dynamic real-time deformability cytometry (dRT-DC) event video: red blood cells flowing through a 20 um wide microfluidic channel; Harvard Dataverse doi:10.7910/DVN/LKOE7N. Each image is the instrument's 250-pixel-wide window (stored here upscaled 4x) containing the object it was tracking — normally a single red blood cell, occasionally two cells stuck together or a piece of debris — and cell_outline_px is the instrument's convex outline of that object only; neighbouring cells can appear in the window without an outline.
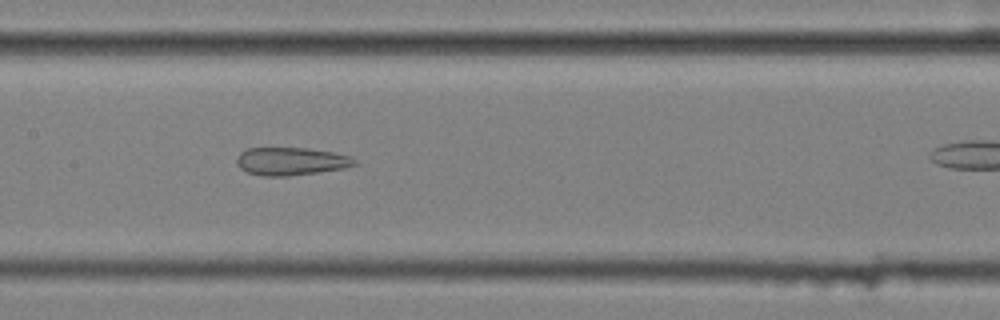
{"species": "common noctule bat (a hibernating species)", "species_latin": "Nyctalus noctula", "temperature_condition": "cold", "stored_images_in_passage": 8, "camera_frame_rate_fps": 3000, "um_per_image_px": 0.085, "animal": {"sex": "female", "body_mass_g": 25.1}, "frame": {"image": 1, "passage_image": 7, "time_ms": 2.0, "image_size_px": [1000, 320], "cell_outline_px": [[356, 164], [344, 168], [288, 176], [260, 176], [248, 172], [240, 168], [236, 164], [236, 156], [240, 152], [248, 148], [308, 148], [332, 152], [352, 156], [356, 160]], "centroid_in_image_um": [24.7, 13.7], "position_along_channel_um": 182.7, "area_um2": 19.19}}